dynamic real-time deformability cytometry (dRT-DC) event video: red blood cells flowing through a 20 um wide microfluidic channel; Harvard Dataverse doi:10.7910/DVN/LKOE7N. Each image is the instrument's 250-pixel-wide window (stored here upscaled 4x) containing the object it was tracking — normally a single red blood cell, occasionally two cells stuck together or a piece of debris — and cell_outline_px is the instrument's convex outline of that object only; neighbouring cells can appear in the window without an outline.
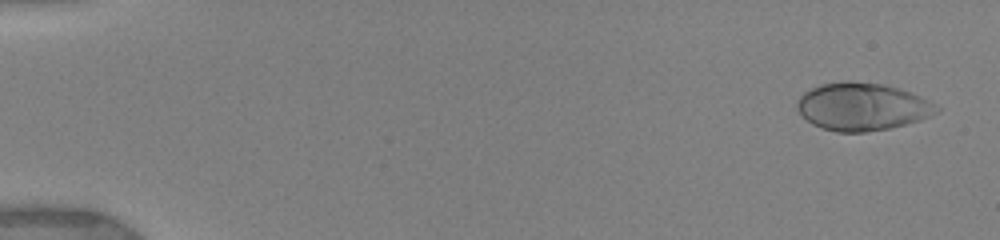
{"species": "human", "species_latin": "Homo sapiens", "temperature_condition": "warm", "stored_images_in_passage": 12, "camera_frame_rate_fps": 3000, "um_per_image_px": 0.085, "donor": {"sex": "female"}, "frame": {"image": 1, "passage_image": 1, "time_ms": 0.0, "image_size_px": [1000, 240], "cell_outline_px": [[940, 112], [920, 120], [888, 128], [864, 132], [836, 132], [820, 128], [812, 124], [796, 108], [796, 100], [804, 92], [820, 84], [848, 80], [880, 84], [896, 88], [920, 96], [928, 100], [940, 108]], "centroid_in_image_um": [73.26, 9.07], "position_along_channel_um": 11.7, "area_um2": 38.55}}
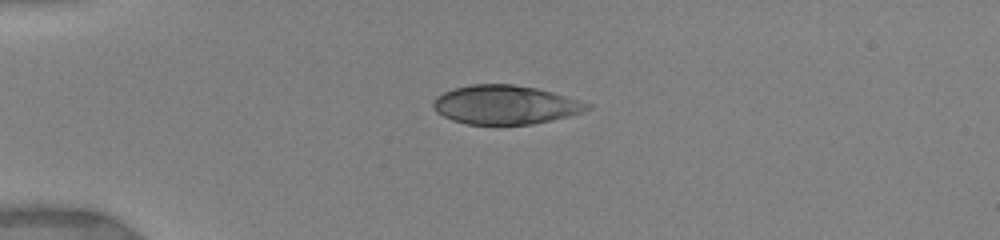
{"frame": {"image": 2, "passage_image": 7, "time_ms": 3.667, "image_size_px": [1000, 240], "cell_outline_px": [[592, 108], [584, 112], [552, 120], [532, 124], [468, 124], [452, 120], [436, 112], [432, 104], [432, 100], [436, 96], [452, 88], [472, 84], [512, 84], [536, 88], [552, 92], [592, 104]], "centroid_in_image_um": [42.94, 8.9], "position_along_channel_um": 42.1, "area_um2": 34.97}}